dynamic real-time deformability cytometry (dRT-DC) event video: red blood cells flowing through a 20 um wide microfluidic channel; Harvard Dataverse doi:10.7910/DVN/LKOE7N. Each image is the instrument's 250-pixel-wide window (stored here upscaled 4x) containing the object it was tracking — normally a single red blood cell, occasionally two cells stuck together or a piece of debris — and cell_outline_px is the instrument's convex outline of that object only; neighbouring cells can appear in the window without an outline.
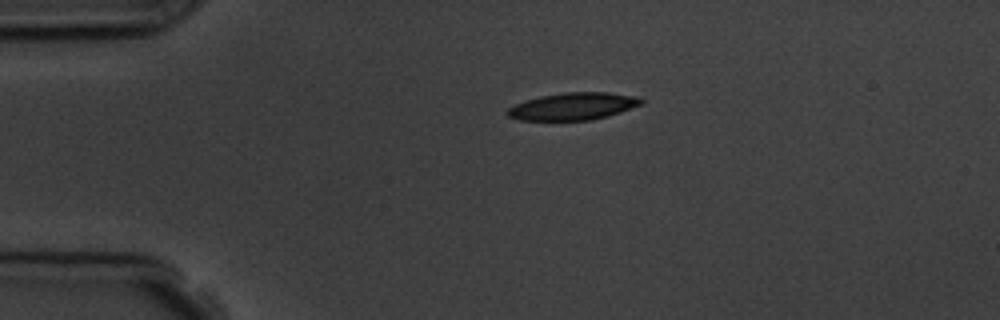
{"species": "common noctule bat (a hibernating species)", "species_latin": "Nyctalus noctula", "temperature_condition": "room temperature", "stored_images_in_passage": 2, "camera_frame_rate_fps": 3000, "um_per_image_px": 0.085, "animal": {"sex": "male", "body_mass_g": 19.5, "forearm_length_mm": 54.6}, "frame": {"image": 1, "passage_image": 1, "time_ms": 0.0, "image_size_px": [1000, 320], "cell_outline_px": [[644, 104], [608, 116], [592, 120], [520, 120], [508, 116], [504, 112], [508, 108], [524, 100], [540, 96], [564, 92], [608, 92], [640, 96], [644, 100]], "centroid_in_image_um": [48.75, 9.03], "position_along_channel_um": 36.3, "area_um2": 21.56}}